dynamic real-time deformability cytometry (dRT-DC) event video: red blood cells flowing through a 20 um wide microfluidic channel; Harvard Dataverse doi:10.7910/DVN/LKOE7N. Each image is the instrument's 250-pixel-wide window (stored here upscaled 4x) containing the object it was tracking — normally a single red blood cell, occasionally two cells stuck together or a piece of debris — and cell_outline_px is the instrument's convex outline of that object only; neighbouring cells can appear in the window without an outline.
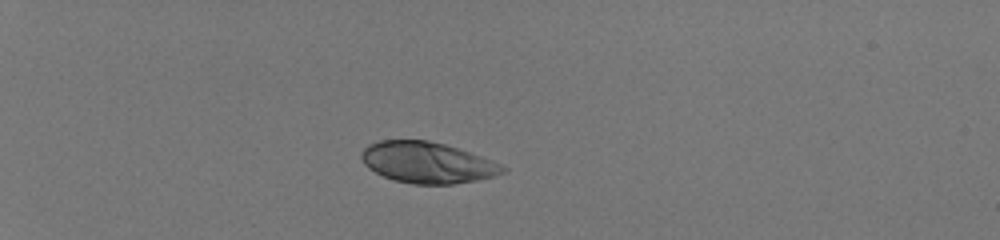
{"species": "human", "species_latin": "Homo sapiens", "temperature_condition": "room temperature", "stored_images_in_passage": 37, "camera_frame_rate_fps": 3000, "um_per_image_px": 0.085, "donor": {"sex": "male"}, "frame": {"image": 1, "passage_image": 1, "time_ms": 0.0, "image_size_px": [1000, 240], "cell_outline_px": [[508, 168], [504, 172], [492, 176], [476, 180], [452, 184], [412, 184], [396, 180], [384, 176], [368, 168], [364, 164], [360, 156], [360, 152], [368, 144], [380, 140], [428, 140], [444, 144], [480, 156], [500, 164]], "centroid_in_image_um": [36.27, 13.81], "position_along_channel_um": 48.7, "area_um2": 33.52}}
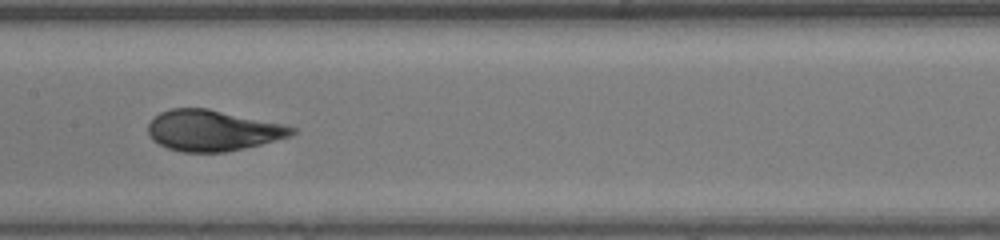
{"frame": {"image": 2, "passage_image": 16, "time_ms": 5.0, "image_size_px": [1000, 240], "cell_outline_px": [[296, 132], [292, 136], [244, 148], [224, 152], [180, 152], [168, 148], [152, 140], [148, 132], [148, 124], [160, 112], [172, 108], [208, 108], [284, 124], [296, 128]], "centroid_in_image_um": [18.09, 11.09], "position_along_channel_um": 189.3, "area_um2": 34.22}}
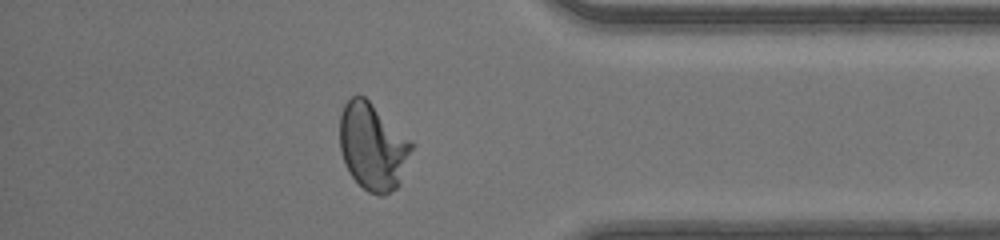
{"frame": {"image": 3, "passage_image": 32, "time_ms": 10.333, "image_size_px": [1000, 240], "cell_outline_px": [[412, 148], [400, 184], [396, 188], [384, 196], [380, 196], [368, 192], [352, 176], [340, 152], [340, 112], [344, 104], [352, 96], [364, 96], [412, 140]], "centroid_in_image_um": [31.69, 12.46], "position_along_channel_um": 403.5, "area_um2": 36.24}, "authors_computed_cell_mechanics": {"area_um2": 34.3332, "velocity_mm_per_s": 4.1897, "shape_relaxation_time_tau1_ms": 3.2569, "shape_relaxation_time_tau2_ms": null, "deformation_change_tau1": 0.1702, "deformation_change_tau2": null}}